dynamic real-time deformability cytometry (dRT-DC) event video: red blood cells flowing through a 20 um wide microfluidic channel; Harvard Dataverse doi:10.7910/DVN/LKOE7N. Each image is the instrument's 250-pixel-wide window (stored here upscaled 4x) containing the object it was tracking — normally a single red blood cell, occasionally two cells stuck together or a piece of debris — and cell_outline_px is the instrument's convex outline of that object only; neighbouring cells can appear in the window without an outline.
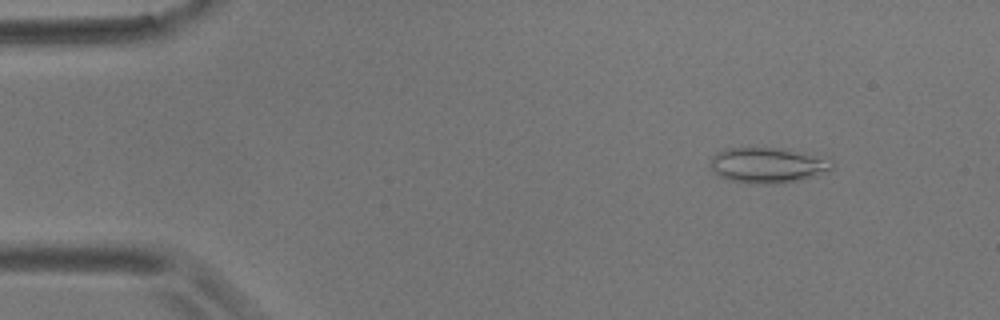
{"species": "common noctule bat (a hibernating species)", "species_latin": "Nyctalus noctula", "temperature_condition": "room temperature", "stored_images_in_passage": 5, "camera_frame_rate_fps": 3000, "um_per_image_px": 0.085, "animal": {"sex": "male", "body_mass_g": 17.9}, "frame": {"image": 1, "passage_image": 1, "time_ms": 0.0, "image_size_px": [1000, 320], "cell_outline_px": [[832, 168], [812, 176], [800, 180], [776, 184], [756, 184], [728, 180], [716, 176], [708, 168], [708, 164], [712, 156], [716, 152], [724, 148], [752, 144], [784, 148], [828, 156], [832, 160]], "centroid_in_image_um": [65.16, 13.98], "position_along_channel_um": 19.8, "area_um2": 26.7}}
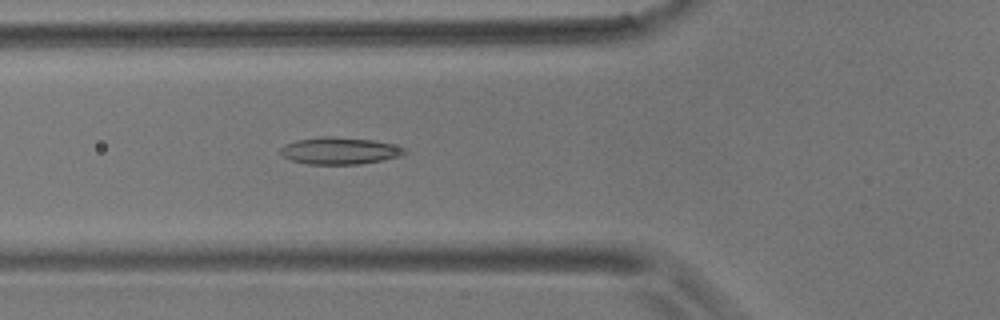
{"frame": {"image": 2, "passage_image": 5, "time_ms": 4.667, "image_size_px": [1000, 320], "cell_outline_px": [[408, 152], [404, 156], [384, 160], [360, 164], [308, 164], [292, 160], [284, 156], [280, 152], [280, 148], [284, 144], [296, 140], [320, 136], [332, 136], [376, 140], [392, 144], [404, 148]], "centroid_in_image_um": [28.91, 12.81], "position_along_channel_um": 96.9, "area_um2": 19.77}}